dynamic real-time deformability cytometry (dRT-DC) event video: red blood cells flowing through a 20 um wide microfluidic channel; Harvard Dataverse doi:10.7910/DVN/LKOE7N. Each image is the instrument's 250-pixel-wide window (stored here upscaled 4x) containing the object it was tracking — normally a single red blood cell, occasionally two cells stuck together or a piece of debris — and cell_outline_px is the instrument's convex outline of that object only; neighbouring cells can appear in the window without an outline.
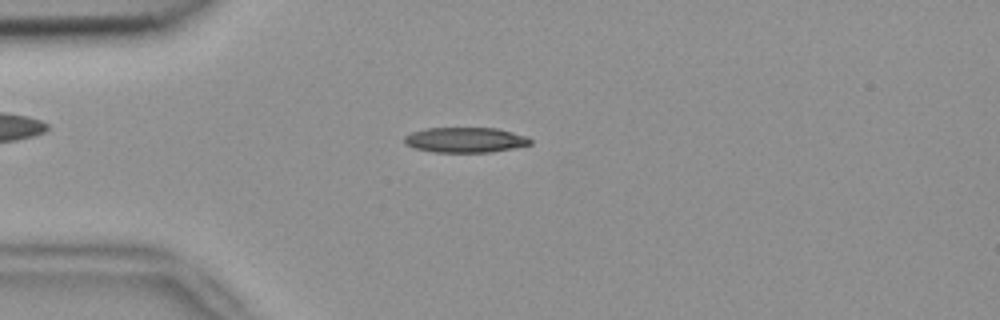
{"species": "common noctule bat (a hibernating species)", "species_latin": "Nyctalus noctula", "temperature_condition": "room temperature", "stored_images_in_passage": 45, "camera_frame_rate_fps": 3000, "um_per_image_px": 0.085, "animal": {"sex": "female", "body_mass_g": 18.4}, "frame": {"image": 1, "passage_image": 6, "time_ms": 1.667, "image_size_px": [1000, 320], "cell_outline_px": [[532, 144], [492, 152], [432, 152], [412, 148], [404, 144], [404, 136], [412, 132], [424, 128], [496, 128], [528, 136], [532, 140]], "centroid_in_image_um": [39.52, 11.89], "position_along_channel_um": 45.5, "area_um2": 18.67}}
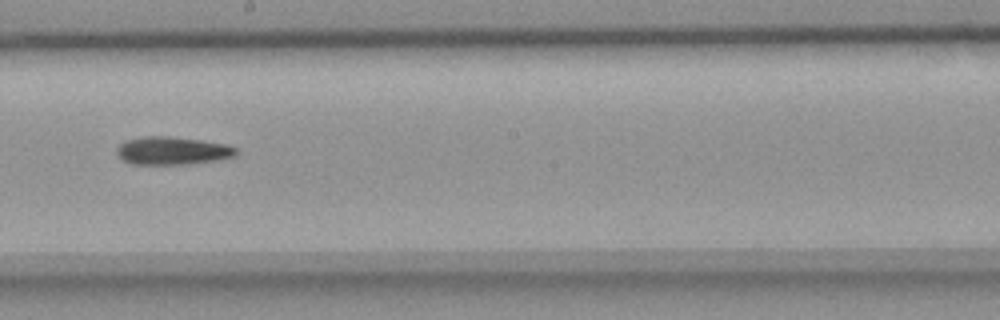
{"frame": {"image": 2, "passage_image": 22, "time_ms": 7.0, "image_size_px": [1000, 320], "cell_outline_px": [[236, 156], [216, 160], [192, 164], [132, 164], [124, 160], [116, 152], [116, 148], [120, 144], [128, 140], [144, 136], [168, 136], [200, 140], [228, 144], [236, 148]], "centroid_in_image_um": [14.67, 12.81], "position_along_channel_um": 233.5, "area_um2": 19.36}}
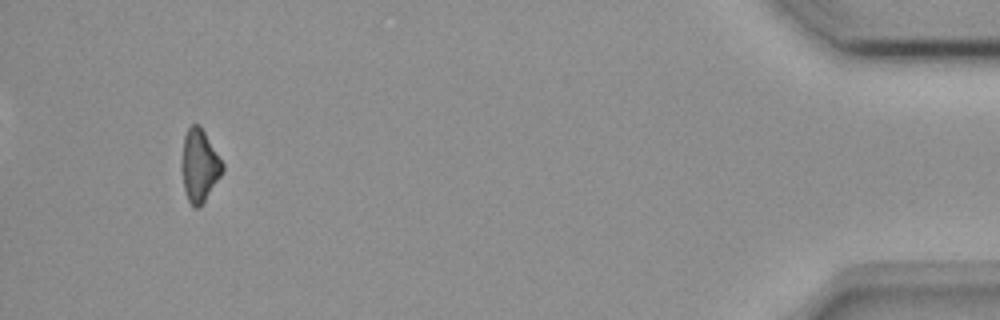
{"frame": {"image": 3, "passage_image": 42, "time_ms": 13.667, "image_size_px": [1000, 320], "cell_outline_px": [[224, 168], [220, 176], [204, 200], [196, 208], [192, 208], [188, 200], [184, 188], [180, 168], [180, 160], [184, 136], [188, 128], [192, 124], [200, 124], [224, 164]], "centroid_in_image_um": [16.91, 14.03], "position_along_channel_um": 418.3, "area_um2": 17.28}, "authors_computed_cell_mechanics": {"area_um2": 18.496, "velocity_mm_per_s": 3.8646, "shape_relaxation_time_tau1_ms": 5.1679, "shape_relaxation_time_tau2_ms": null, "deformation_change_tau1": 0.1745, "deformation_change_tau2": null}}